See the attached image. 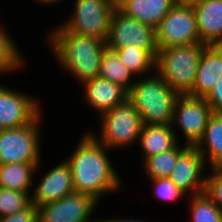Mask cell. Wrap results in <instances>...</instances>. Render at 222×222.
I'll return each mask as SVG.
<instances>
[{"label":"cell","mask_w":222,"mask_h":222,"mask_svg":"<svg viewBox=\"0 0 222 222\" xmlns=\"http://www.w3.org/2000/svg\"><path fill=\"white\" fill-rule=\"evenodd\" d=\"M76 142L73 152L66 153L64 158L72 172L75 192L88 194L99 203L108 198L109 194L122 192L126 182L117 170L118 165L113 163L115 158L111 159L112 151L87 130L83 131Z\"/></svg>","instance_id":"obj_1"},{"label":"cell","mask_w":222,"mask_h":222,"mask_svg":"<svg viewBox=\"0 0 222 222\" xmlns=\"http://www.w3.org/2000/svg\"><path fill=\"white\" fill-rule=\"evenodd\" d=\"M44 35L48 55L63 75L77 81L78 86L98 76L106 41L69 31H47Z\"/></svg>","instance_id":"obj_2"},{"label":"cell","mask_w":222,"mask_h":222,"mask_svg":"<svg viewBox=\"0 0 222 222\" xmlns=\"http://www.w3.org/2000/svg\"><path fill=\"white\" fill-rule=\"evenodd\" d=\"M127 95L143 124H172L179 94L156 71L137 78Z\"/></svg>","instance_id":"obj_3"},{"label":"cell","mask_w":222,"mask_h":222,"mask_svg":"<svg viewBox=\"0 0 222 222\" xmlns=\"http://www.w3.org/2000/svg\"><path fill=\"white\" fill-rule=\"evenodd\" d=\"M95 131L86 130L101 144L113 151H130L138 143L143 121L133 104L127 99L123 104L100 115ZM99 123V124H98ZM99 129V130H98ZM98 130V131H97ZM135 145V146H134ZM131 148V149H130Z\"/></svg>","instance_id":"obj_4"},{"label":"cell","mask_w":222,"mask_h":222,"mask_svg":"<svg viewBox=\"0 0 222 222\" xmlns=\"http://www.w3.org/2000/svg\"><path fill=\"white\" fill-rule=\"evenodd\" d=\"M203 43L158 50L156 72L179 95H187L194 85Z\"/></svg>","instance_id":"obj_5"},{"label":"cell","mask_w":222,"mask_h":222,"mask_svg":"<svg viewBox=\"0 0 222 222\" xmlns=\"http://www.w3.org/2000/svg\"><path fill=\"white\" fill-rule=\"evenodd\" d=\"M72 10L63 22L52 24L47 31H69L73 34L91 36L106 41L109 35L114 8L110 0H71ZM71 13H70V12ZM70 13V14H69Z\"/></svg>","instance_id":"obj_6"},{"label":"cell","mask_w":222,"mask_h":222,"mask_svg":"<svg viewBox=\"0 0 222 222\" xmlns=\"http://www.w3.org/2000/svg\"><path fill=\"white\" fill-rule=\"evenodd\" d=\"M44 110L32 123L0 130V165L14 163H40L43 159Z\"/></svg>","instance_id":"obj_7"},{"label":"cell","mask_w":222,"mask_h":222,"mask_svg":"<svg viewBox=\"0 0 222 222\" xmlns=\"http://www.w3.org/2000/svg\"><path fill=\"white\" fill-rule=\"evenodd\" d=\"M212 113L205 98L179 95L174 105L171 124L177 142L196 147L203 138Z\"/></svg>","instance_id":"obj_8"},{"label":"cell","mask_w":222,"mask_h":222,"mask_svg":"<svg viewBox=\"0 0 222 222\" xmlns=\"http://www.w3.org/2000/svg\"><path fill=\"white\" fill-rule=\"evenodd\" d=\"M106 45L111 50L133 45L146 50L155 60L158 56L155 28L125 15L119 9L112 14Z\"/></svg>","instance_id":"obj_9"},{"label":"cell","mask_w":222,"mask_h":222,"mask_svg":"<svg viewBox=\"0 0 222 222\" xmlns=\"http://www.w3.org/2000/svg\"><path fill=\"white\" fill-rule=\"evenodd\" d=\"M158 50L201 43L194 8L174 5L155 28Z\"/></svg>","instance_id":"obj_10"},{"label":"cell","mask_w":222,"mask_h":222,"mask_svg":"<svg viewBox=\"0 0 222 222\" xmlns=\"http://www.w3.org/2000/svg\"><path fill=\"white\" fill-rule=\"evenodd\" d=\"M6 85L0 83V130L32 123L44 111L40 95Z\"/></svg>","instance_id":"obj_11"},{"label":"cell","mask_w":222,"mask_h":222,"mask_svg":"<svg viewBox=\"0 0 222 222\" xmlns=\"http://www.w3.org/2000/svg\"><path fill=\"white\" fill-rule=\"evenodd\" d=\"M59 158L60 162H57V164L52 167H48V170L46 168L45 172L39 175V178H37V175L40 174L39 171L42 172L40 168L45 162L42 160L36 168V178L34 177L31 201L37 208L60 200L75 192L70 166L65 159L62 158L61 160L60 156ZM35 179L39 180L36 181Z\"/></svg>","instance_id":"obj_12"},{"label":"cell","mask_w":222,"mask_h":222,"mask_svg":"<svg viewBox=\"0 0 222 222\" xmlns=\"http://www.w3.org/2000/svg\"><path fill=\"white\" fill-rule=\"evenodd\" d=\"M99 204L88 194L73 192L38 207V219L39 222H98L94 214Z\"/></svg>","instance_id":"obj_13"},{"label":"cell","mask_w":222,"mask_h":222,"mask_svg":"<svg viewBox=\"0 0 222 222\" xmlns=\"http://www.w3.org/2000/svg\"><path fill=\"white\" fill-rule=\"evenodd\" d=\"M207 166L196 147L188 146L178 157L168 177L187 196L205 192Z\"/></svg>","instance_id":"obj_14"},{"label":"cell","mask_w":222,"mask_h":222,"mask_svg":"<svg viewBox=\"0 0 222 222\" xmlns=\"http://www.w3.org/2000/svg\"><path fill=\"white\" fill-rule=\"evenodd\" d=\"M77 87L82 90L80 91L82 96L79 95L81 102L85 107L92 108L89 111L95 112V119L128 99V92L122 86L100 76Z\"/></svg>","instance_id":"obj_15"},{"label":"cell","mask_w":222,"mask_h":222,"mask_svg":"<svg viewBox=\"0 0 222 222\" xmlns=\"http://www.w3.org/2000/svg\"><path fill=\"white\" fill-rule=\"evenodd\" d=\"M222 77V53L215 45H207L199 57L192 90L187 94L206 98Z\"/></svg>","instance_id":"obj_16"},{"label":"cell","mask_w":222,"mask_h":222,"mask_svg":"<svg viewBox=\"0 0 222 222\" xmlns=\"http://www.w3.org/2000/svg\"><path fill=\"white\" fill-rule=\"evenodd\" d=\"M193 8L200 42L216 45L222 41V0H199Z\"/></svg>","instance_id":"obj_17"},{"label":"cell","mask_w":222,"mask_h":222,"mask_svg":"<svg viewBox=\"0 0 222 222\" xmlns=\"http://www.w3.org/2000/svg\"><path fill=\"white\" fill-rule=\"evenodd\" d=\"M175 132L172 125L143 124L138 140L140 159L146 158L172 149L177 144ZM140 148V149H139Z\"/></svg>","instance_id":"obj_18"},{"label":"cell","mask_w":222,"mask_h":222,"mask_svg":"<svg viewBox=\"0 0 222 222\" xmlns=\"http://www.w3.org/2000/svg\"><path fill=\"white\" fill-rule=\"evenodd\" d=\"M7 26L6 22H0V79L13 75L15 72L20 74L19 71H23L28 64V58L23 54L25 51H21L23 49L19 47L16 37L10 34L12 30H9Z\"/></svg>","instance_id":"obj_19"},{"label":"cell","mask_w":222,"mask_h":222,"mask_svg":"<svg viewBox=\"0 0 222 222\" xmlns=\"http://www.w3.org/2000/svg\"><path fill=\"white\" fill-rule=\"evenodd\" d=\"M174 5L173 0H128L119 10L141 23L156 28Z\"/></svg>","instance_id":"obj_20"},{"label":"cell","mask_w":222,"mask_h":222,"mask_svg":"<svg viewBox=\"0 0 222 222\" xmlns=\"http://www.w3.org/2000/svg\"><path fill=\"white\" fill-rule=\"evenodd\" d=\"M196 148L208 169L222 166V113L210 115L203 138Z\"/></svg>","instance_id":"obj_21"},{"label":"cell","mask_w":222,"mask_h":222,"mask_svg":"<svg viewBox=\"0 0 222 222\" xmlns=\"http://www.w3.org/2000/svg\"><path fill=\"white\" fill-rule=\"evenodd\" d=\"M39 163L0 165V188L32 193L36 168Z\"/></svg>","instance_id":"obj_22"},{"label":"cell","mask_w":222,"mask_h":222,"mask_svg":"<svg viewBox=\"0 0 222 222\" xmlns=\"http://www.w3.org/2000/svg\"><path fill=\"white\" fill-rule=\"evenodd\" d=\"M187 147L188 146L184 144L177 143L168 151L146 158L143 162H141V169L143 170L142 175L144 177L140 178L141 181L144 179L168 178L177 163L179 155Z\"/></svg>","instance_id":"obj_23"},{"label":"cell","mask_w":222,"mask_h":222,"mask_svg":"<svg viewBox=\"0 0 222 222\" xmlns=\"http://www.w3.org/2000/svg\"><path fill=\"white\" fill-rule=\"evenodd\" d=\"M98 76L122 86L127 92L137 79L123 64L118 54L109 48L102 54Z\"/></svg>","instance_id":"obj_24"},{"label":"cell","mask_w":222,"mask_h":222,"mask_svg":"<svg viewBox=\"0 0 222 222\" xmlns=\"http://www.w3.org/2000/svg\"><path fill=\"white\" fill-rule=\"evenodd\" d=\"M113 51L118 54L120 60L136 78L156 71V60L146 50L132 45Z\"/></svg>","instance_id":"obj_25"},{"label":"cell","mask_w":222,"mask_h":222,"mask_svg":"<svg viewBox=\"0 0 222 222\" xmlns=\"http://www.w3.org/2000/svg\"><path fill=\"white\" fill-rule=\"evenodd\" d=\"M185 203L188 207L187 210L190 212V217L186 221L222 222V210L205 192L198 195L188 196Z\"/></svg>","instance_id":"obj_26"},{"label":"cell","mask_w":222,"mask_h":222,"mask_svg":"<svg viewBox=\"0 0 222 222\" xmlns=\"http://www.w3.org/2000/svg\"><path fill=\"white\" fill-rule=\"evenodd\" d=\"M148 180V184L151 187V196L153 195L159 202H164L167 204H176V202L186 201L187 195L184 194L180 189L169 178H157V179H145Z\"/></svg>","instance_id":"obj_27"},{"label":"cell","mask_w":222,"mask_h":222,"mask_svg":"<svg viewBox=\"0 0 222 222\" xmlns=\"http://www.w3.org/2000/svg\"><path fill=\"white\" fill-rule=\"evenodd\" d=\"M32 204L29 192L0 188V218L20 212Z\"/></svg>","instance_id":"obj_28"},{"label":"cell","mask_w":222,"mask_h":222,"mask_svg":"<svg viewBox=\"0 0 222 222\" xmlns=\"http://www.w3.org/2000/svg\"><path fill=\"white\" fill-rule=\"evenodd\" d=\"M205 193L222 210V166L208 169Z\"/></svg>","instance_id":"obj_29"},{"label":"cell","mask_w":222,"mask_h":222,"mask_svg":"<svg viewBox=\"0 0 222 222\" xmlns=\"http://www.w3.org/2000/svg\"><path fill=\"white\" fill-rule=\"evenodd\" d=\"M0 222H39L38 208L31 204L20 212L1 217Z\"/></svg>","instance_id":"obj_30"},{"label":"cell","mask_w":222,"mask_h":222,"mask_svg":"<svg viewBox=\"0 0 222 222\" xmlns=\"http://www.w3.org/2000/svg\"><path fill=\"white\" fill-rule=\"evenodd\" d=\"M205 99L213 113H222V77Z\"/></svg>","instance_id":"obj_31"},{"label":"cell","mask_w":222,"mask_h":222,"mask_svg":"<svg viewBox=\"0 0 222 222\" xmlns=\"http://www.w3.org/2000/svg\"><path fill=\"white\" fill-rule=\"evenodd\" d=\"M106 217L105 218H101V219L98 218V222H156L155 220H152V221L151 220L148 221V219L147 220L146 219L143 220V219L140 218V216L137 217V218L136 217H132V216L131 217L130 216L127 217L125 215L124 216L122 215L119 218H118V216L117 217L116 216L115 217L114 216L113 217L112 216L111 217L106 216Z\"/></svg>","instance_id":"obj_32"},{"label":"cell","mask_w":222,"mask_h":222,"mask_svg":"<svg viewBox=\"0 0 222 222\" xmlns=\"http://www.w3.org/2000/svg\"><path fill=\"white\" fill-rule=\"evenodd\" d=\"M32 2H34V4H39V6H43L49 8V6L52 7H57V5H61L63 2L65 3V0H32ZM54 5V6H53Z\"/></svg>","instance_id":"obj_33"},{"label":"cell","mask_w":222,"mask_h":222,"mask_svg":"<svg viewBox=\"0 0 222 222\" xmlns=\"http://www.w3.org/2000/svg\"><path fill=\"white\" fill-rule=\"evenodd\" d=\"M176 5H195L199 0H173Z\"/></svg>","instance_id":"obj_34"},{"label":"cell","mask_w":222,"mask_h":222,"mask_svg":"<svg viewBox=\"0 0 222 222\" xmlns=\"http://www.w3.org/2000/svg\"><path fill=\"white\" fill-rule=\"evenodd\" d=\"M128 0H110L111 5L114 9H119Z\"/></svg>","instance_id":"obj_35"},{"label":"cell","mask_w":222,"mask_h":222,"mask_svg":"<svg viewBox=\"0 0 222 222\" xmlns=\"http://www.w3.org/2000/svg\"><path fill=\"white\" fill-rule=\"evenodd\" d=\"M215 46H216V47L220 50V52L222 53V41L218 42Z\"/></svg>","instance_id":"obj_36"}]
</instances>
